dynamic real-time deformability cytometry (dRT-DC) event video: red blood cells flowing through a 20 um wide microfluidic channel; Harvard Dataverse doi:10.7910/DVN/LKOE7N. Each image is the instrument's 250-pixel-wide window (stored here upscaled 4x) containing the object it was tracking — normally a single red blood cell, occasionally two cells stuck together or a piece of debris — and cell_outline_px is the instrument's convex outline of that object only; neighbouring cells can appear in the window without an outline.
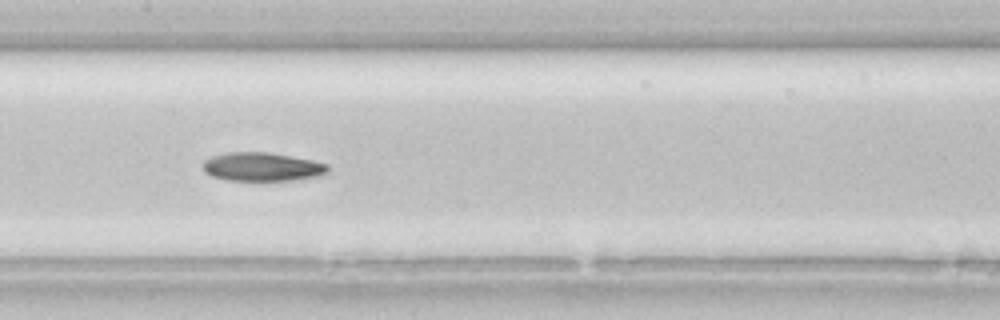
{"species": "common noctule bat (a hibernating species)", "species_latin": "Nyctalus noctula", "temperature_condition": "room temperature", "stored_images_in_passage": 35, "camera_frame_rate_fps": 3000, "um_per_image_px": 0.085, "animal": {"sex": "female", "body_mass_g": 22.7, "forearm_length_mm": 54.2}, "frame": {"image": 1, "passage_image": 11, "time_ms": 3.333, "image_size_px": [1000, 320], "cell_outline_px": [[328, 172], [320, 176], [292, 180], [228, 180], [212, 176], [204, 172], [204, 160], [212, 156], [228, 152], [268, 152], [312, 160], [328, 164]], "centroid_in_image_um": [22.29, 14.17], "position_along_channel_um": 185.1, "area_um2": 20.75}}